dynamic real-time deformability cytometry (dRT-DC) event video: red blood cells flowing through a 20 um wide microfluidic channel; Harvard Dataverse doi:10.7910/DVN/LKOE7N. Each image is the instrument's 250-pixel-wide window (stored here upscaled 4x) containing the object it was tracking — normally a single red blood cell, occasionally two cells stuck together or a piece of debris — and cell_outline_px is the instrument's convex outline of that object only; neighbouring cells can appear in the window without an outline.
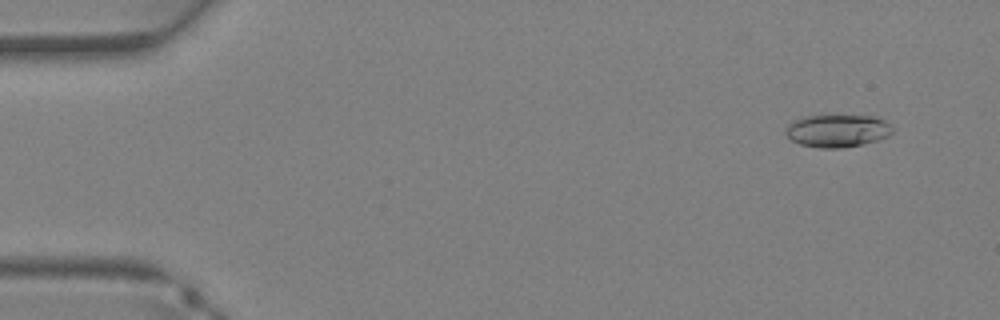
{"species": "Egyptian fruit bat (a non-hibernating species)", "species_latin": "Rousettus aegyptiacus", "temperature_condition": "warm", "stored_images_in_passage": 37, "camera_frame_rate_fps": 3000, "um_per_image_px": 0.085, "animal": {"sex": "female"}, "frame": {"image": 1, "passage_image": 3, "time_ms": 0.667, "image_size_px": [1000, 320], "cell_outline_px": [[892, 132], [888, 136], [876, 140], [860, 144], [840, 148], [820, 148], [800, 144], [792, 140], [784, 132], [788, 124], [792, 120], [804, 116], [872, 116], [884, 120], [892, 128]], "centroid_in_image_um": [71.13, 11.11], "position_along_channel_um": 13.9, "area_um2": 20.06}}
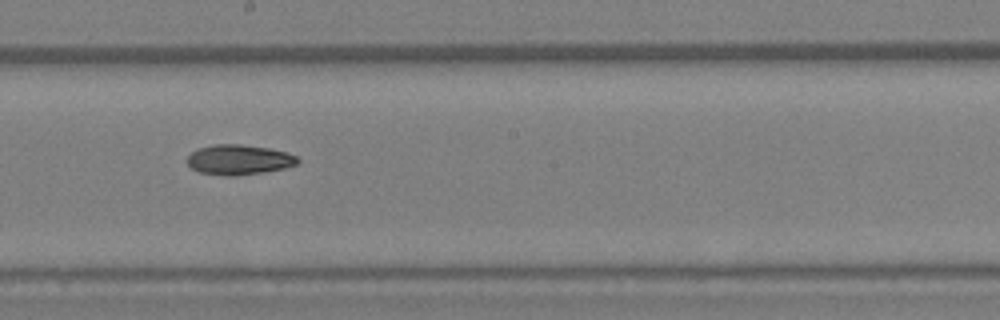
{"frame": {"image": 2, "passage_image": 21, "time_ms": 6.667, "image_size_px": [1000, 320], "cell_outline_px": [[300, 160], [296, 164], [284, 168], [264, 172], [232, 176], [228, 176], [200, 172], [192, 168], [184, 160], [192, 152], [200, 148], [212, 144], [240, 144], [268, 148], [288, 152], [296, 156]], "centroid_in_image_um": [20.3, 13.57], "position_along_channel_um": 227.9, "area_um2": 19.31}}
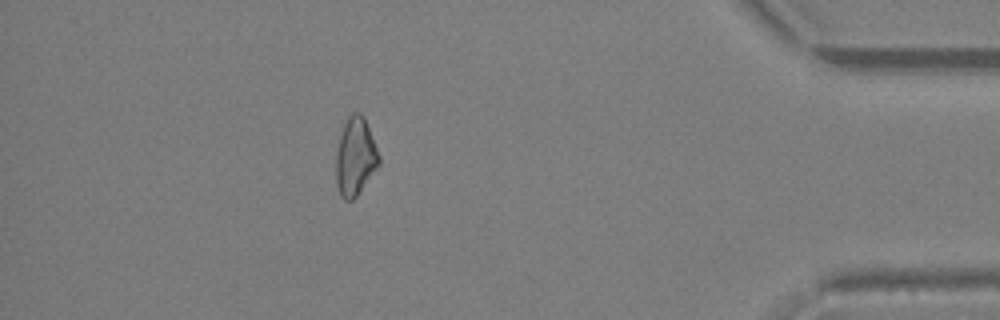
{"frame": {"image": 3, "passage_image": 33, "time_ms": 10.667, "image_size_px": [1000, 320], "cell_outline_px": [[380, 164], [356, 196], [352, 200], [344, 200], [340, 196], [336, 184], [336, 152], [340, 136], [344, 124], [348, 116], [352, 112], [360, 112], [364, 116], [380, 156]], "centroid_in_image_um": [30.2, 13.31], "position_along_channel_um": 405.0, "area_um2": 19.54}}